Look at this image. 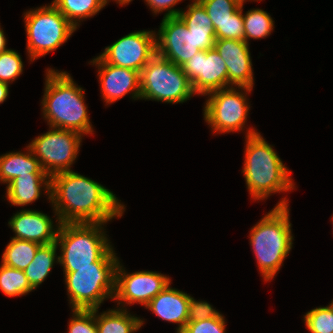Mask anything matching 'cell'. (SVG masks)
I'll return each mask as SVG.
<instances>
[{
  "instance_id": "23",
  "label": "cell",
  "mask_w": 333,
  "mask_h": 333,
  "mask_svg": "<svg viewBox=\"0 0 333 333\" xmlns=\"http://www.w3.org/2000/svg\"><path fill=\"white\" fill-rule=\"evenodd\" d=\"M108 0H54L52 4L77 29L78 22L83 18L97 14Z\"/></svg>"
},
{
  "instance_id": "25",
  "label": "cell",
  "mask_w": 333,
  "mask_h": 333,
  "mask_svg": "<svg viewBox=\"0 0 333 333\" xmlns=\"http://www.w3.org/2000/svg\"><path fill=\"white\" fill-rule=\"evenodd\" d=\"M0 289L9 296H21L34 290L24 274V271L0 265Z\"/></svg>"
},
{
  "instance_id": "15",
  "label": "cell",
  "mask_w": 333,
  "mask_h": 333,
  "mask_svg": "<svg viewBox=\"0 0 333 333\" xmlns=\"http://www.w3.org/2000/svg\"><path fill=\"white\" fill-rule=\"evenodd\" d=\"M248 43L235 39H216L214 48L225 61L228 72V84L236 85L245 93L253 87V71Z\"/></svg>"
},
{
  "instance_id": "30",
  "label": "cell",
  "mask_w": 333,
  "mask_h": 333,
  "mask_svg": "<svg viewBox=\"0 0 333 333\" xmlns=\"http://www.w3.org/2000/svg\"><path fill=\"white\" fill-rule=\"evenodd\" d=\"M216 39H235L245 41L242 6L218 28L214 30Z\"/></svg>"
},
{
  "instance_id": "4",
  "label": "cell",
  "mask_w": 333,
  "mask_h": 333,
  "mask_svg": "<svg viewBox=\"0 0 333 333\" xmlns=\"http://www.w3.org/2000/svg\"><path fill=\"white\" fill-rule=\"evenodd\" d=\"M42 100L43 115L49 127L93 134L84 104V91L66 72L48 69Z\"/></svg>"
},
{
  "instance_id": "11",
  "label": "cell",
  "mask_w": 333,
  "mask_h": 333,
  "mask_svg": "<svg viewBox=\"0 0 333 333\" xmlns=\"http://www.w3.org/2000/svg\"><path fill=\"white\" fill-rule=\"evenodd\" d=\"M230 87V88H229ZM208 93L204 106V119L213 132L228 133L242 130L247 120L249 107L246 95L232 86Z\"/></svg>"
},
{
  "instance_id": "2",
  "label": "cell",
  "mask_w": 333,
  "mask_h": 333,
  "mask_svg": "<svg viewBox=\"0 0 333 333\" xmlns=\"http://www.w3.org/2000/svg\"><path fill=\"white\" fill-rule=\"evenodd\" d=\"M156 35V54L179 67L201 50L213 48L216 41L212 21L198 0L186 12L164 17Z\"/></svg>"
},
{
  "instance_id": "13",
  "label": "cell",
  "mask_w": 333,
  "mask_h": 333,
  "mask_svg": "<svg viewBox=\"0 0 333 333\" xmlns=\"http://www.w3.org/2000/svg\"><path fill=\"white\" fill-rule=\"evenodd\" d=\"M170 283L169 277L153 271L126 273L118 261L113 300H117L118 305L124 301V304L138 303L146 306Z\"/></svg>"
},
{
  "instance_id": "7",
  "label": "cell",
  "mask_w": 333,
  "mask_h": 333,
  "mask_svg": "<svg viewBox=\"0 0 333 333\" xmlns=\"http://www.w3.org/2000/svg\"><path fill=\"white\" fill-rule=\"evenodd\" d=\"M140 99L183 103L194 95L181 67L155 55L140 71Z\"/></svg>"
},
{
  "instance_id": "10",
  "label": "cell",
  "mask_w": 333,
  "mask_h": 333,
  "mask_svg": "<svg viewBox=\"0 0 333 333\" xmlns=\"http://www.w3.org/2000/svg\"><path fill=\"white\" fill-rule=\"evenodd\" d=\"M82 135L76 131L52 128L35 138L28 146L40 161L43 170L51 177L70 171L77 158Z\"/></svg>"
},
{
  "instance_id": "19",
  "label": "cell",
  "mask_w": 333,
  "mask_h": 333,
  "mask_svg": "<svg viewBox=\"0 0 333 333\" xmlns=\"http://www.w3.org/2000/svg\"><path fill=\"white\" fill-rule=\"evenodd\" d=\"M42 184L50 199L51 177L47 173L19 175L7 184V199L16 206L30 204L40 197Z\"/></svg>"
},
{
  "instance_id": "20",
  "label": "cell",
  "mask_w": 333,
  "mask_h": 333,
  "mask_svg": "<svg viewBox=\"0 0 333 333\" xmlns=\"http://www.w3.org/2000/svg\"><path fill=\"white\" fill-rule=\"evenodd\" d=\"M28 152H11L0 156V181L9 183L11 180L21 175L29 173H46L40 161L34 156L31 148L27 146Z\"/></svg>"
},
{
  "instance_id": "36",
  "label": "cell",
  "mask_w": 333,
  "mask_h": 333,
  "mask_svg": "<svg viewBox=\"0 0 333 333\" xmlns=\"http://www.w3.org/2000/svg\"><path fill=\"white\" fill-rule=\"evenodd\" d=\"M6 50H8L6 48V37L4 36L3 30L0 28V54Z\"/></svg>"
},
{
  "instance_id": "38",
  "label": "cell",
  "mask_w": 333,
  "mask_h": 333,
  "mask_svg": "<svg viewBox=\"0 0 333 333\" xmlns=\"http://www.w3.org/2000/svg\"><path fill=\"white\" fill-rule=\"evenodd\" d=\"M234 1L237 5H239L240 7H243V3L245 2V0H232Z\"/></svg>"
},
{
  "instance_id": "35",
  "label": "cell",
  "mask_w": 333,
  "mask_h": 333,
  "mask_svg": "<svg viewBox=\"0 0 333 333\" xmlns=\"http://www.w3.org/2000/svg\"><path fill=\"white\" fill-rule=\"evenodd\" d=\"M9 85L3 82H0V104L5 101L9 94Z\"/></svg>"
},
{
  "instance_id": "16",
  "label": "cell",
  "mask_w": 333,
  "mask_h": 333,
  "mask_svg": "<svg viewBox=\"0 0 333 333\" xmlns=\"http://www.w3.org/2000/svg\"><path fill=\"white\" fill-rule=\"evenodd\" d=\"M98 66L103 99L106 104L115 102L132 91V97L140 98V72L106 63L100 56L91 61Z\"/></svg>"
},
{
  "instance_id": "18",
  "label": "cell",
  "mask_w": 333,
  "mask_h": 333,
  "mask_svg": "<svg viewBox=\"0 0 333 333\" xmlns=\"http://www.w3.org/2000/svg\"><path fill=\"white\" fill-rule=\"evenodd\" d=\"M189 299L187 293L173 289L169 284L145 307L165 321L178 323L177 333H181L188 323Z\"/></svg>"
},
{
  "instance_id": "32",
  "label": "cell",
  "mask_w": 333,
  "mask_h": 333,
  "mask_svg": "<svg viewBox=\"0 0 333 333\" xmlns=\"http://www.w3.org/2000/svg\"><path fill=\"white\" fill-rule=\"evenodd\" d=\"M181 333H225V319L221 314L206 320L188 322Z\"/></svg>"
},
{
  "instance_id": "26",
  "label": "cell",
  "mask_w": 333,
  "mask_h": 333,
  "mask_svg": "<svg viewBox=\"0 0 333 333\" xmlns=\"http://www.w3.org/2000/svg\"><path fill=\"white\" fill-rule=\"evenodd\" d=\"M245 41L248 39H261L271 34L274 21L271 16L262 9H252L243 15Z\"/></svg>"
},
{
  "instance_id": "37",
  "label": "cell",
  "mask_w": 333,
  "mask_h": 333,
  "mask_svg": "<svg viewBox=\"0 0 333 333\" xmlns=\"http://www.w3.org/2000/svg\"><path fill=\"white\" fill-rule=\"evenodd\" d=\"M116 2L119 3V5H125L131 2L132 0H115Z\"/></svg>"
},
{
  "instance_id": "21",
  "label": "cell",
  "mask_w": 333,
  "mask_h": 333,
  "mask_svg": "<svg viewBox=\"0 0 333 333\" xmlns=\"http://www.w3.org/2000/svg\"><path fill=\"white\" fill-rule=\"evenodd\" d=\"M127 309H111L96 315L98 309H95V320L98 333H134L141 328L144 321L138 317L128 314Z\"/></svg>"
},
{
  "instance_id": "34",
  "label": "cell",
  "mask_w": 333,
  "mask_h": 333,
  "mask_svg": "<svg viewBox=\"0 0 333 333\" xmlns=\"http://www.w3.org/2000/svg\"><path fill=\"white\" fill-rule=\"evenodd\" d=\"M179 1L181 0H145L155 14L167 10L168 12L165 13L164 17L178 16L181 10L171 8Z\"/></svg>"
},
{
  "instance_id": "3",
  "label": "cell",
  "mask_w": 333,
  "mask_h": 333,
  "mask_svg": "<svg viewBox=\"0 0 333 333\" xmlns=\"http://www.w3.org/2000/svg\"><path fill=\"white\" fill-rule=\"evenodd\" d=\"M105 223H60L56 244L64 272L75 268L117 267L118 257L102 231Z\"/></svg>"
},
{
  "instance_id": "5",
  "label": "cell",
  "mask_w": 333,
  "mask_h": 333,
  "mask_svg": "<svg viewBox=\"0 0 333 333\" xmlns=\"http://www.w3.org/2000/svg\"><path fill=\"white\" fill-rule=\"evenodd\" d=\"M247 188L255 200L267 199L271 193L294 188L291 171L282 163L260 133L253 128L247 131L243 171Z\"/></svg>"
},
{
  "instance_id": "33",
  "label": "cell",
  "mask_w": 333,
  "mask_h": 333,
  "mask_svg": "<svg viewBox=\"0 0 333 333\" xmlns=\"http://www.w3.org/2000/svg\"><path fill=\"white\" fill-rule=\"evenodd\" d=\"M220 315L221 314L213 309V307L206 301H196L190 296L188 322L206 320Z\"/></svg>"
},
{
  "instance_id": "27",
  "label": "cell",
  "mask_w": 333,
  "mask_h": 333,
  "mask_svg": "<svg viewBox=\"0 0 333 333\" xmlns=\"http://www.w3.org/2000/svg\"><path fill=\"white\" fill-rule=\"evenodd\" d=\"M304 321L311 333H333V304L312 309L304 315Z\"/></svg>"
},
{
  "instance_id": "8",
  "label": "cell",
  "mask_w": 333,
  "mask_h": 333,
  "mask_svg": "<svg viewBox=\"0 0 333 333\" xmlns=\"http://www.w3.org/2000/svg\"><path fill=\"white\" fill-rule=\"evenodd\" d=\"M30 61L56 50L76 28L51 3L24 15Z\"/></svg>"
},
{
  "instance_id": "12",
  "label": "cell",
  "mask_w": 333,
  "mask_h": 333,
  "mask_svg": "<svg viewBox=\"0 0 333 333\" xmlns=\"http://www.w3.org/2000/svg\"><path fill=\"white\" fill-rule=\"evenodd\" d=\"M153 32H132L106 47L100 57L111 65L140 72L156 55V33Z\"/></svg>"
},
{
  "instance_id": "24",
  "label": "cell",
  "mask_w": 333,
  "mask_h": 333,
  "mask_svg": "<svg viewBox=\"0 0 333 333\" xmlns=\"http://www.w3.org/2000/svg\"><path fill=\"white\" fill-rule=\"evenodd\" d=\"M40 246L35 242L11 238L2 255V264L24 271L33 261Z\"/></svg>"
},
{
  "instance_id": "9",
  "label": "cell",
  "mask_w": 333,
  "mask_h": 333,
  "mask_svg": "<svg viewBox=\"0 0 333 333\" xmlns=\"http://www.w3.org/2000/svg\"><path fill=\"white\" fill-rule=\"evenodd\" d=\"M64 273L73 310L98 309L107 297L114 299L116 267L75 268Z\"/></svg>"
},
{
  "instance_id": "17",
  "label": "cell",
  "mask_w": 333,
  "mask_h": 333,
  "mask_svg": "<svg viewBox=\"0 0 333 333\" xmlns=\"http://www.w3.org/2000/svg\"><path fill=\"white\" fill-rule=\"evenodd\" d=\"M17 239H23L40 245L56 242L57 230L53 229V221L44 213L35 210H21L8 222Z\"/></svg>"
},
{
  "instance_id": "1",
  "label": "cell",
  "mask_w": 333,
  "mask_h": 333,
  "mask_svg": "<svg viewBox=\"0 0 333 333\" xmlns=\"http://www.w3.org/2000/svg\"><path fill=\"white\" fill-rule=\"evenodd\" d=\"M50 200L58 223H106L125 211L113 192L72 170L51 176Z\"/></svg>"
},
{
  "instance_id": "6",
  "label": "cell",
  "mask_w": 333,
  "mask_h": 333,
  "mask_svg": "<svg viewBox=\"0 0 333 333\" xmlns=\"http://www.w3.org/2000/svg\"><path fill=\"white\" fill-rule=\"evenodd\" d=\"M287 202L286 198L280 200L275 208L251 229L249 235L265 281L274 278L292 248L293 236Z\"/></svg>"
},
{
  "instance_id": "28",
  "label": "cell",
  "mask_w": 333,
  "mask_h": 333,
  "mask_svg": "<svg viewBox=\"0 0 333 333\" xmlns=\"http://www.w3.org/2000/svg\"><path fill=\"white\" fill-rule=\"evenodd\" d=\"M206 9L210 17L213 29L218 28V24L227 21L240 8L232 0H198Z\"/></svg>"
},
{
  "instance_id": "22",
  "label": "cell",
  "mask_w": 333,
  "mask_h": 333,
  "mask_svg": "<svg viewBox=\"0 0 333 333\" xmlns=\"http://www.w3.org/2000/svg\"><path fill=\"white\" fill-rule=\"evenodd\" d=\"M57 248L56 242L41 245L36 251L33 261L24 270V274L33 289H36L47 278L55 259L59 262V257L56 258Z\"/></svg>"
},
{
  "instance_id": "29",
  "label": "cell",
  "mask_w": 333,
  "mask_h": 333,
  "mask_svg": "<svg viewBox=\"0 0 333 333\" xmlns=\"http://www.w3.org/2000/svg\"><path fill=\"white\" fill-rule=\"evenodd\" d=\"M23 71V62L19 53L8 49L0 54V82L9 85Z\"/></svg>"
},
{
  "instance_id": "31",
  "label": "cell",
  "mask_w": 333,
  "mask_h": 333,
  "mask_svg": "<svg viewBox=\"0 0 333 333\" xmlns=\"http://www.w3.org/2000/svg\"><path fill=\"white\" fill-rule=\"evenodd\" d=\"M73 318L69 322L68 333H98L95 309H72Z\"/></svg>"
},
{
  "instance_id": "14",
  "label": "cell",
  "mask_w": 333,
  "mask_h": 333,
  "mask_svg": "<svg viewBox=\"0 0 333 333\" xmlns=\"http://www.w3.org/2000/svg\"><path fill=\"white\" fill-rule=\"evenodd\" d=\"M192 84L195 94L228 88V72L225 61L213 47L201 50L181 66Z\"/></svg>"
}]
</instances>
